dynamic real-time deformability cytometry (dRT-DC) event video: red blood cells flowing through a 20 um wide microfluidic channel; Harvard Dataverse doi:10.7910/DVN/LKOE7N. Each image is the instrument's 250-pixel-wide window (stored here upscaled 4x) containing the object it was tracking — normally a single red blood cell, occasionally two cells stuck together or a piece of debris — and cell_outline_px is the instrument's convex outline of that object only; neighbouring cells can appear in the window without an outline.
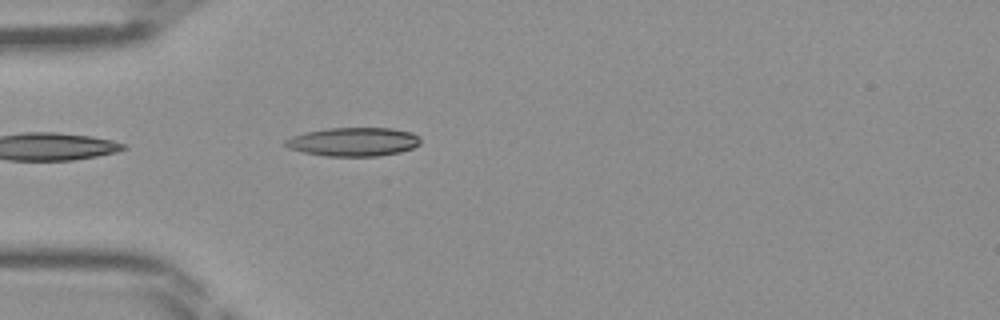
{"species": "Egyptian fruit bat (a non-hibernating species)", "species_latin": "Rousettus aegyptiacus", "temperature_condition": "room temperature", "stored_images_in_passage": 31, "camera_frame_rate_fps": 3000, "um_per_image_px": 0.085, "frame": {"image": 1, "passage_image": 1, "time_ms": 0.0, "image_size_px": [1000, 320], "cell_outline_px": [[420, 144], [412, 148], [400, 152], [380, 156], [324, 156], [304, 152], [288, 148], [284, 144], [284, 140], [292, 136], [304, 132], [328, 128], [392, 128], [412, 132], [420, 136]], "centroid_in_image_um": [30.05, 12.05], "position_along_channel_um": 55.0, "area_um2": 22.77}}
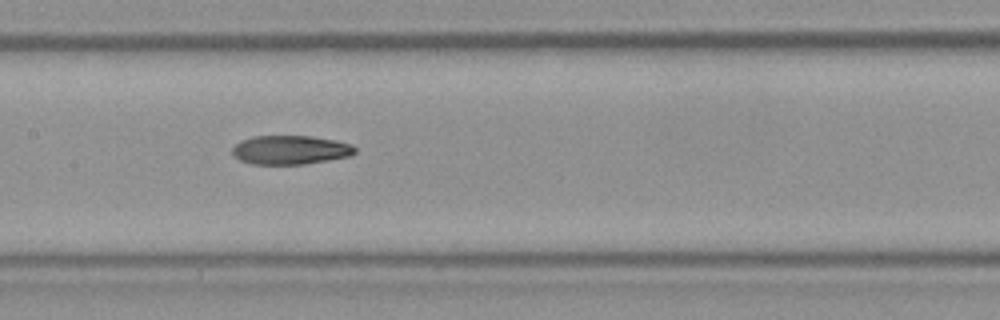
{"frame": {"image": 2, "passage_image": 10, "time_ms": 3.0, "image_size_px": [1000, 320], "cell_outline_px": [[356, 152], [352, 156], [304, 164], [252, 164], [240, 160], [232, 156], [232, 148], [240, 140], [252, 136], [312, 136], [336, 140], [352, 144], [356, 148]], "centroid_in_image_um": [24.68, 12.74], "position_along_channel_um": 182.7, "area_um2": 20.92}}
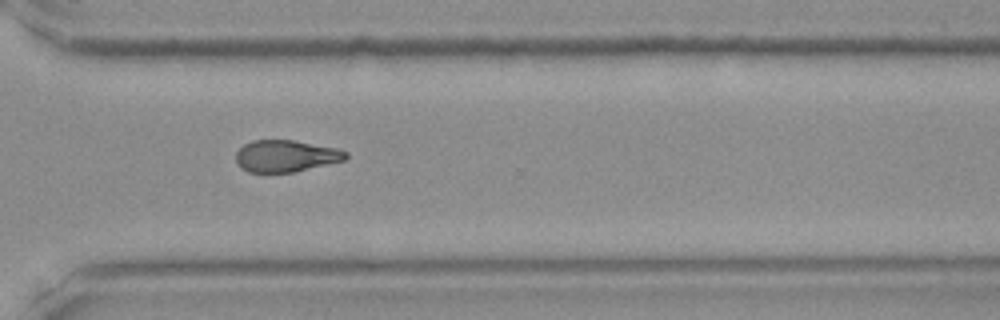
{"frame": {"image": 3, "passage_image": 21, "time_ms": 6.667, "image_size_px": [1000, 320], "cell_outline_px": [[348, 156], [344, 160], [292, 172], [248, 172], [240, 168], [236, 164], [236, 152], [244, 144], [252, 140], [292, 140], [336, 148], [348, 152]], "centroid_in_image_um": [24.25, 13.26], "position_along_channel_um": 346.4, "area_um2": 20.23}}